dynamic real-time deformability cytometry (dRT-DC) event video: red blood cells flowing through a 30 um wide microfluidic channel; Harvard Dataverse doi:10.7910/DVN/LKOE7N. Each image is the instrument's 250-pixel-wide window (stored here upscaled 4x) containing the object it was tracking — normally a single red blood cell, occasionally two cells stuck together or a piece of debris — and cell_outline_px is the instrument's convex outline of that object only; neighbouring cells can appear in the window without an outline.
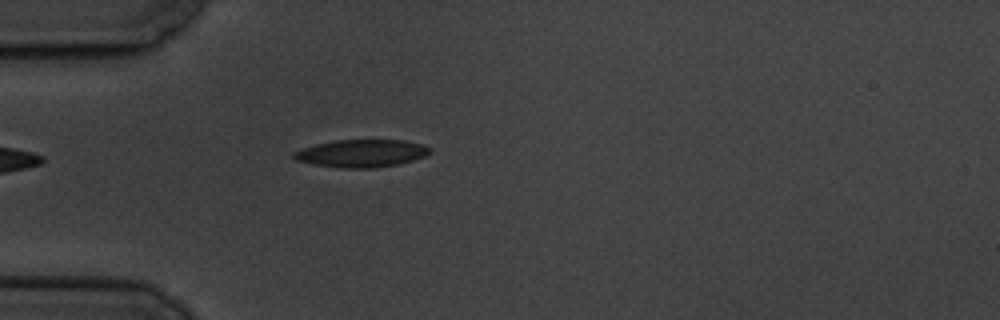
{"species": "common noctule bat (a hibernating species)", "species_latin": "Nyctalus noctula", "temperature_condition": "cold", "stored_images_in_passage": 2, "camera_frame_rate_fps": 3000, "um_per_image_px": 0.085, "animal": {"sex": "male", "body_mass_g": 19.5, "forearm_length_mm": 54.6}, "frame": {"image": 1, "passage_image": 2, "time_ms": 1.0, "image_size_px": [1000, 320], "cell_outline_px": [[432, 152], [424, 156], [400, 164], [376, 168], [340, 168], [312, 164], [296, 160], [292, 156], [292, 152], [316, 144], [336, 140], [404, 140], [420, 144], [432, 148]], "centroid_in_image_um": [30.73, 13.04], "position_along_channel_um": 54.3, "area_um2": 21.96}}